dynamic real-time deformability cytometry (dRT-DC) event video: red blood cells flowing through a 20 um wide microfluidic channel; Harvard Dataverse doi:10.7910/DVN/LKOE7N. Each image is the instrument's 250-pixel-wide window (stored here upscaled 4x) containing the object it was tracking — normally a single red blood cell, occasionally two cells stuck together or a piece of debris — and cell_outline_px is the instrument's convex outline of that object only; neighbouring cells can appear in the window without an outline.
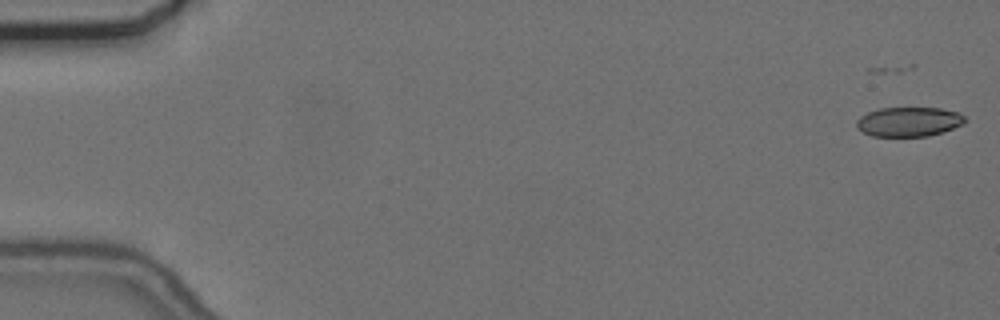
{"species": "common noctule bat (a hibernating species)", "species_latin": "Nyctalus noctula", "temperature_condition": "cold", "stored_images_in_passage": 59, "camera_frame_rate_fps": 3000, "um_per_image_px": 0.085, "animal": {"sex": "female", "body_mass_g": 24.6, "forearm_length_mm": 56.2}, "frame": {"image": 1, "passage_image": 4, "time_ms": 1.0, "image_size_px": [1000, 320], "cell_outline_px": [[968, 120], [964, 124], [928, 136], [872, 136], [856, 128], [856, 120], [860, 116], [868, 112], [880, 108], [940, 108], [960, 112]], "centroid_in_image_um": [77.26, 10.34], "position_along_channel_um": 7.7, "area_um2": 18.67}}
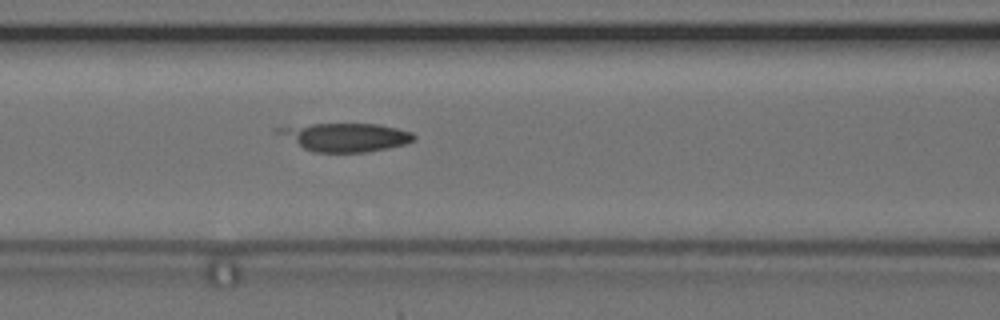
{"frame": {"image": 2, "passage_image": 27, "time_ms": 8.667, "image_size_px": [1000, 320], "cell_outline_px": [[416, 140], [404, 144], [388, 148], [364, 152], [312, 152], [304, 148], [276, 132], [276, 128], [312, 124], [376, 124], [396, 128], [412, 132], [416, 136]], "centroid_in_image_um": [29.42, 11.66], "position_along_channel_um": 137.2, "area_um2": 22.08}}
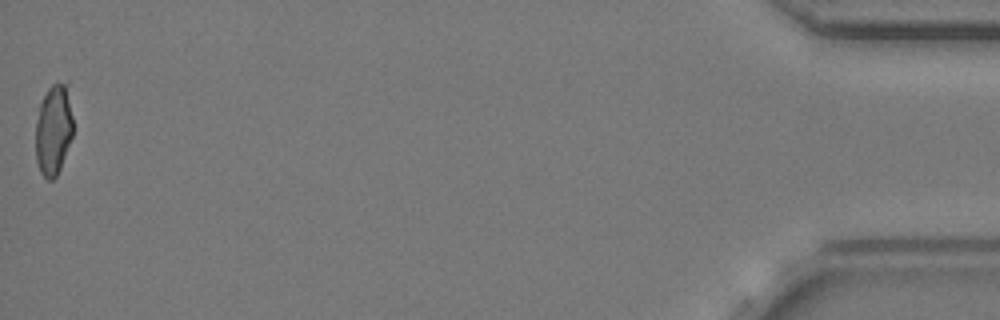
{"frame": {"image": 3, "passage_image": 59, "time_ms": 19.333, "image_size_px": [1000, 320], "cell_outline_px": [[72, 136], [60, 168], [56, 176], [52, 180], [48, 180], [40, 172], [36, 160], [36, 120], [40, 104], [48, 88], [52, 84], [68, 80], [72, 116]], "centroid_in_image_um": [4.56, 10.98], "position_along_channel_um": 430.6, "area_um2": 19.88}, "authors_computed_cell_mechanics": {"area_um2": 20.808, "velocity_mm_per_s": 3.6591, "shape_relaxation_time_tau1_ms": null, "shape_relaxation_time_tau2_ms": 9.1802, "deformation_change_tau1": null, "deformation_change_tau2": 0.1433}}